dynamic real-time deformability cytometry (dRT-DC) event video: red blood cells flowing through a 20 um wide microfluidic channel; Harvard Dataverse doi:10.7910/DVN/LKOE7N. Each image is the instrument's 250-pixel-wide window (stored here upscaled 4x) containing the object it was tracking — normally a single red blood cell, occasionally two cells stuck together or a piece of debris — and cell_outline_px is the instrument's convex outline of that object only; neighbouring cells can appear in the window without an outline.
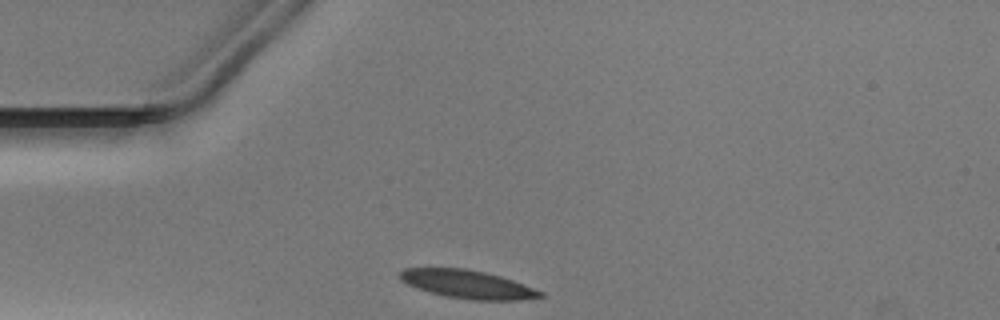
{"species": "Egyptian fruit bat (a non-hibernating species)", "species_latin": "Rousettus aegyptiacus", "temperature_condition": "warm", "stored_images_in_passage": 28, "camera_frame_rate_fps": 3000, "um_per_image_px": 0.085, "animal": {"sex": "male"}, "frame": {"image": 1, "passage_image": 1, "time_ms": 0.0, "image_size_px": [1000, 320], "cell_outline_px": [[544, 296], [520, 300], [472, 300], [444, 296], [416, 288], [400, 280], [396, 276], [396, 272], [404, 268], [468, 268], [500, 276], [512, 280], [544, 292]], "centroid_in_image_um": [39.67, 24.15], "position_along_channel_um": 45.3, "area_um2": 23.29}}
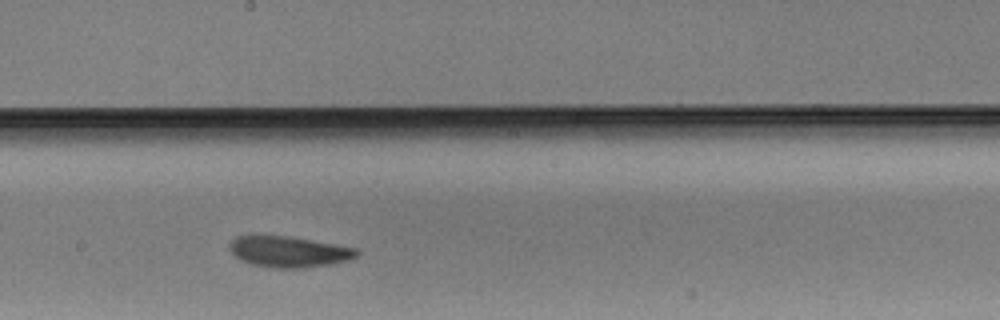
{"frame": {"image": 2, "passage_image": 16, "time_ms": 5.0, "image_size_px": [1000, 320], "cell_outline_px": [[360, 252], [356, 256], [348, 260], [332, 264], [304, 268], [272, 268], [248, 264], [240, 260], [232, 252], [228, 244], [236, 236], [252, 232], [288, 236], [336, 244], [356, 248]], "centroid_in_image_um": [24.47, 21.36], "position_along_channel_um": 223.7, "area_um2": 23.76}}
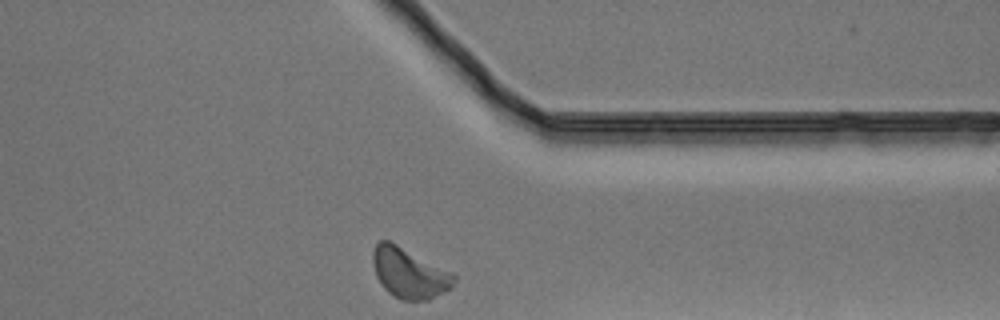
{"frame": {"image": 3, "passage_image": 28, "time_ms": 9.0, "image_size_px": [1000, 320], "cell_outline_px": [[456, 280], [452, 288], [428, 300], [400, 300], [392, 296], [380, 284], [376, 276], [372, 260], [372, 252], [376, 244], [380, 240], [388, 240], [452, 272], [456, 276]], "centroid_in_image_um": [34.78, 23.23], "position_along_channel_um": 376.6, "area_um2": 23.76}}